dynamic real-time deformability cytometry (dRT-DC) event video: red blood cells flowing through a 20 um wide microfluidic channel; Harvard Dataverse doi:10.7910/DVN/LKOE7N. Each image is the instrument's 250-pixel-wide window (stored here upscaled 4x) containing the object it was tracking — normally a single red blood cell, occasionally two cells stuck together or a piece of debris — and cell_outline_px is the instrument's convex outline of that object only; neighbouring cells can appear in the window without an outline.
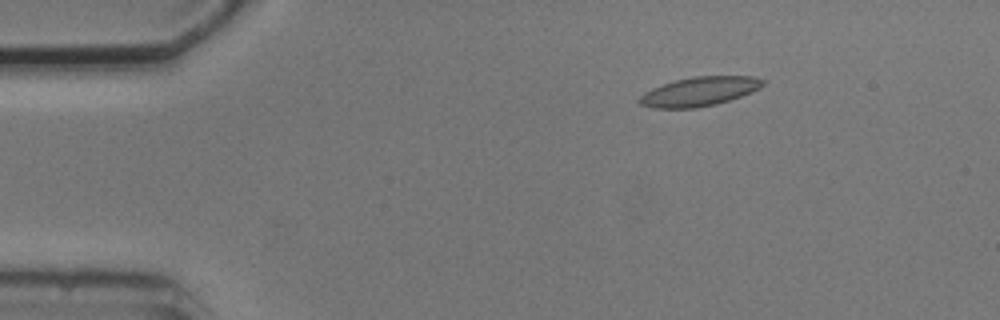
{"species": "common noctule bat (a hibernating species)", "species_latin": "Nyctalus noctula", "temperature_condition": "cold", "stored_images_in_passage": 3, "camera_frame_rate_fps": 3000, "um_per_image_px": 0.085, "animal": {"sex": "male", "body_mass_g": 20.5, "forearm_length_mm": 52.5}, "frame": {"image": 1, "passage_image": 1, "time_ms": 0.0, "image_size_px": [1000, 320], "cell_outline_px": [[764, 84], [760, 88], [752, 92], [716, 104], [696, 108], [652, 108], [640, 104], [636, 100], [644, 92], [652, 88], [676, 80], [692, 76], [752, 76], [764, 80]], "centroid_in_image_um": [59.42, 7.78], "position_along_channel_um": 25.6, "area_um2": 20.92}}